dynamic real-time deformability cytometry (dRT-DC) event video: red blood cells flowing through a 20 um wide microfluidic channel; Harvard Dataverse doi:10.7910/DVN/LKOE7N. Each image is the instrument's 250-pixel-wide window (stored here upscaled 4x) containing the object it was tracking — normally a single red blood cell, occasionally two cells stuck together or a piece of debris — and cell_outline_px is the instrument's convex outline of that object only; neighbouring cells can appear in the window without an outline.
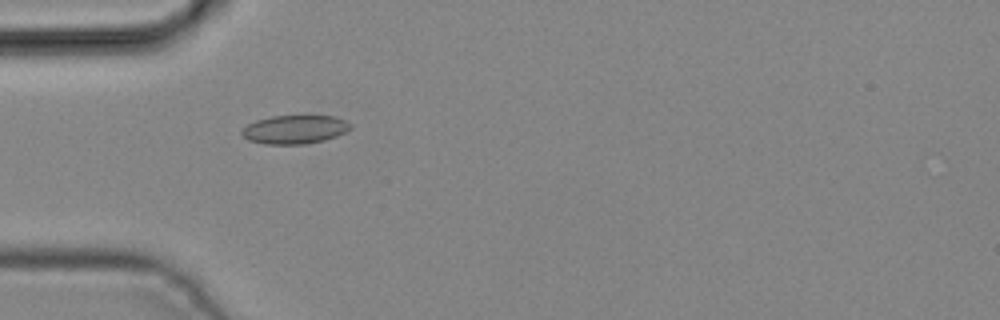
{"species": "common noctule bat (a hibernating species)", "species_latin": "Nyctalus noctula", "temperature_condition": "cold", "stored_images_in_passage": 5, "camera_frame_rate_fps": 3000, "um_per_image_px": 0.085, "animal": {"sex": "male", "body_mass_g": 19.2, "forearm_length_mm": 51.8}, "frame": {"image": 1, "passage_image": 4, "time_ms": 1.0, "image_size_px": [1000, 320], "cell_outline_px": [[352, 128], [336, 136], [324, 140], [304, 144], [264, 144], [248, 140], [240, 132], [248, 124], [256, 120], [272, 116], [336, 116], [348, 120], [352, 124]], "centroid_in_image_um": [25.09, 11.0], "position_along_channel_um": 59.9, "area_um2": 18.15}}
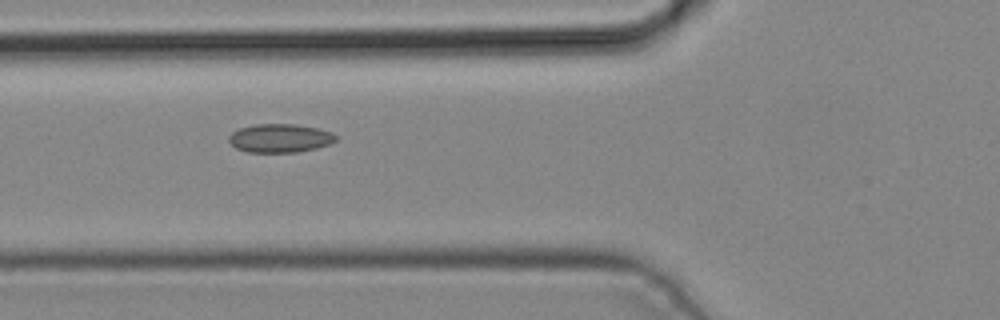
{"frame": {"image": 2, "passage_image": 5, "time_ms": 1.333, "image_size_px": [1000, 320], "cell_outline_px": [[336, 140], [328, 144], [316, 148], [296, 152], [248, 152], [236, 148], [228, 140], [228, 136], [232, 132], [240, 128], [256, 124], [296, 124], [316, 128], [332, 132], [336, 136]], "centroid_in_image_um": [23.78, 11.74], "position_along_channel_um": 102.0, "area_um2": 17.69}}